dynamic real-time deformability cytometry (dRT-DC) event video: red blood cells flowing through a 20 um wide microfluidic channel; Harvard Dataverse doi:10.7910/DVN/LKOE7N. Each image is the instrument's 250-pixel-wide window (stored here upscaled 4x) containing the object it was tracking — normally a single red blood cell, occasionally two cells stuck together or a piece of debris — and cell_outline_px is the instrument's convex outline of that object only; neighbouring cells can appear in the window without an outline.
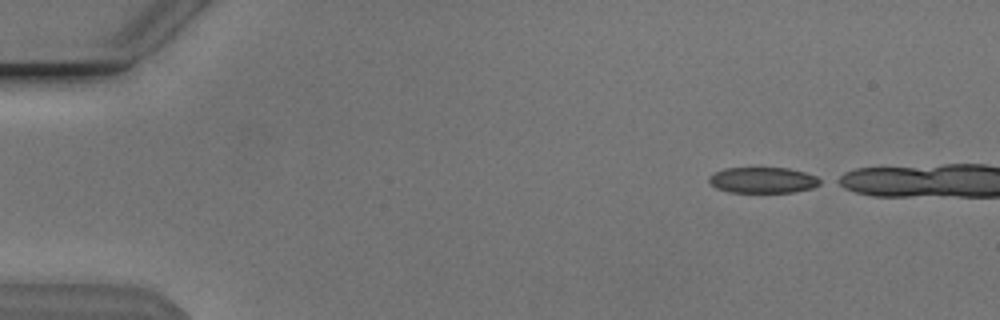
{"species": "Egyptian fruit bat (a non-hibernating species)", "species_latin": "Rousettus aegyptiacus", "temperature_condition": "cold", "stored_images_in_passage": 7, "camera_frame_rate_fps": 3000, "um_per_image_px": 0.085, "animal": {"sex": "male"}, "frame": {"image": 1, "passage_image": 1, "time_ms": 0.0, "image_size_px": [1000, 320], "cell_outline_px": [[824, 180], [820, 184], [812, 188], [792, 192], [732, 192], [716, 188], [708, 180], [708, 176], [724, 168], [788, 168], [804, 172], [816, 176]], "centroid_in_image_um": [64.87, 15.31], "position_along_channel_um": 20.1, "area_um2": 16.7}}